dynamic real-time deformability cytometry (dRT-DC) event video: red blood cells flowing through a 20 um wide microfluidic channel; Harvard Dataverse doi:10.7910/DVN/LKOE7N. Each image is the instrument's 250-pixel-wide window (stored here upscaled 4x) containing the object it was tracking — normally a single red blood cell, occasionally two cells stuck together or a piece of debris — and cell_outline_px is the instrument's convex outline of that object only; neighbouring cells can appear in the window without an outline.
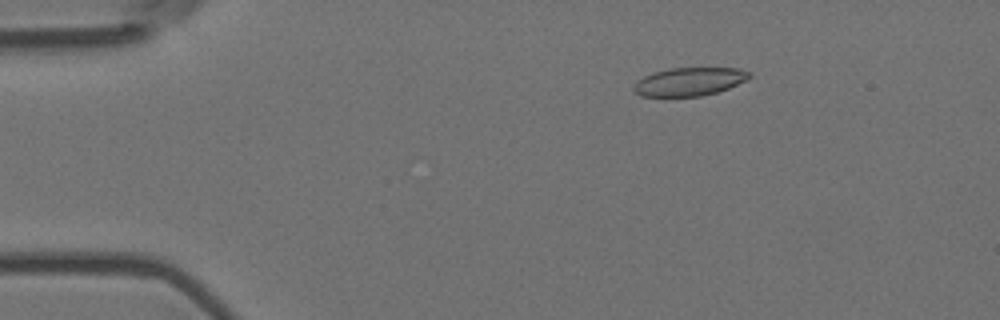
{"species": "Egyptian fruit bat (a non-hibernating species)", "species_latin": "Rousettus aegyptiacus", "temperature_condition": "room temperature", "stored_images_in_passage": 55, "camera_frame_rate_fps": 3000, "um_per_image_px": 0.085, "animal": {"sex": "female"}, "frame": {"image": 1, "passage_image": 9, "time_ms": 2.667, "image_size_px": [1000, 320], "cell_outline_px": [[752, 76], [748, 80], [728, 88], [716, 92], [700, 96], [640, 96], [632, 88], [644, 76], [668, 68], [740, 68], [752, 72]], "centroid_in_image_um": [58.67, 6.93], "position_along_channel_um": 26.3, "area_um2": 18.96}}
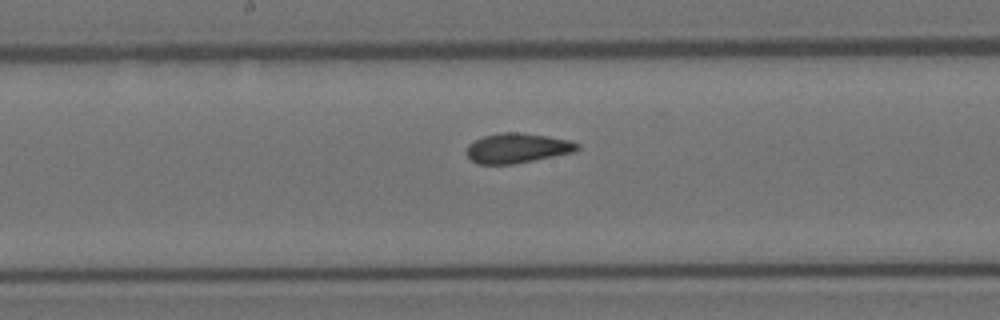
{"frame": {"image": 2, "passage_image": 29, "time_ms": 9.333, "image_size_px": [1000, 320], "cell_outline_px": [[580, 148], [576, 152], [512, 164], [476, 164], [468, 156], [468, 144], [484, 136], [500, 132], [520, 132], [548, 136], [568, 140], [580, 144]], "centroid_in_image_um": [44.0, 12.58], "position_along_channel_um": 204.2, "area_um2": 19.19}}
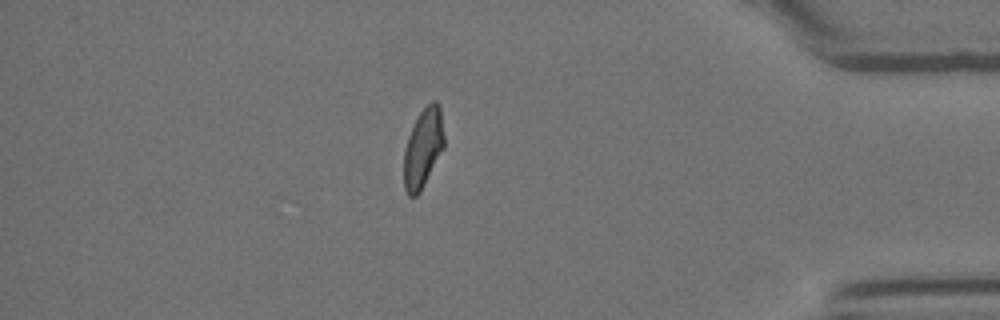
{"frame": {"image": 3, "passage_image": 48, "time_ms": 15.667, "image_size_px": [1000, 320], "cell_outline_px": [[444, 148], [420, 192], [416, 196], [408, 196], [404, 188], [404, 152], [408, 136], [420, 112], [432, 100], [436, 100], [440, 104], [444, 136]], "centroid_in_image_um": [35.97, 12.58], "position_along_channel_um": 399.2, "area_um2": 18.55}, "authors_computed_cell_mechanics": {"area_um2": 19.3052, "velocity_mm_per_s": 3.6555, "shape_relaxation_time_tau1_ms": null, "shape_relaxation_time_tau2_ms": 1.691, "deformation_change_tau1": null, "deformation_change_tau2": 0.0701}}